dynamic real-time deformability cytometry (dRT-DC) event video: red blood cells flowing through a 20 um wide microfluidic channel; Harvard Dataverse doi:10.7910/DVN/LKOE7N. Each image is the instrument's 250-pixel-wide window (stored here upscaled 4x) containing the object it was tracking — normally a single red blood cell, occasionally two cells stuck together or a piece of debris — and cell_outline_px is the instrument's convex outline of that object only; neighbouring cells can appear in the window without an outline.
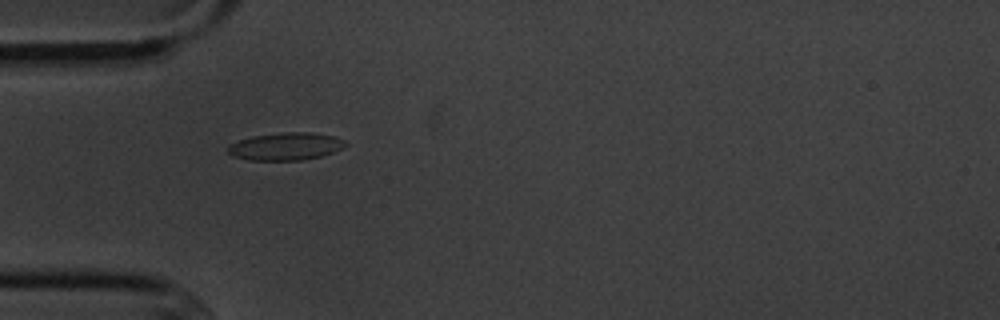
{"species": "common noctule bat (a hibernating species)", "species_latin": "Nyctalus noctula", "temperature_condition": "cold", "stored_images_in_passage": 9, "camera_frame_rate_fps": 3000, "um_per_image_px": 0.085, "animal": {"sex": "male", "body_mass_g": 20.1, "forearm_length_mm": 53.5}, "frame": {"image": 1, "passage_image": 1, "time_ms": 0.0, "image_size_px": [1000, 320], "cell_outline_px": [[348, 144], [332, 152], [320, 156], [300, 160], [248, 160], [232, 156], [228, 152], [228, 148], [232, 144], [240, 140], [252, 136], [284, 132], [312, 132], [336, 136], [344, 140]], "centroid_in_image_um": [24.3, 12.43], "position_along_channel_um": 60.7, "area_um2": 18.73}}
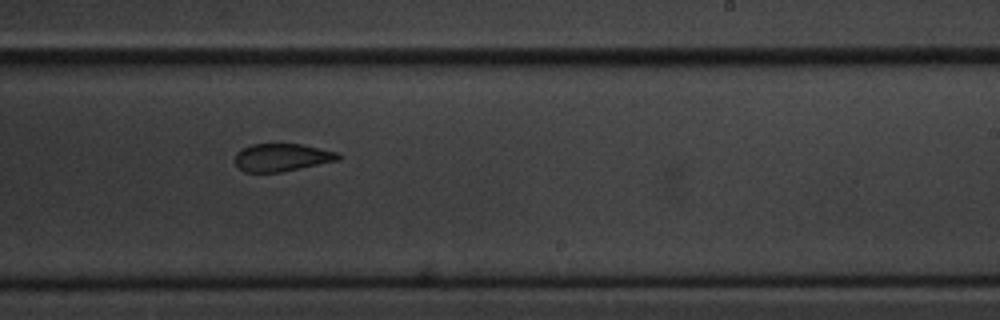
{"frame": {"image": 2, "passage_image": 6, "time_ms": 5.667, "image_size_px": [1000, 320], "cell_outline_px": [[340, 160], [280, 172], [244, 172], [236, 164], [236, 152], [252, 144], [300, 144], [340, 152]], "centroid_in_image_um": [23.99, 13.38], "position_along_channel_um": 265.0, "area_um2": 16.59}}
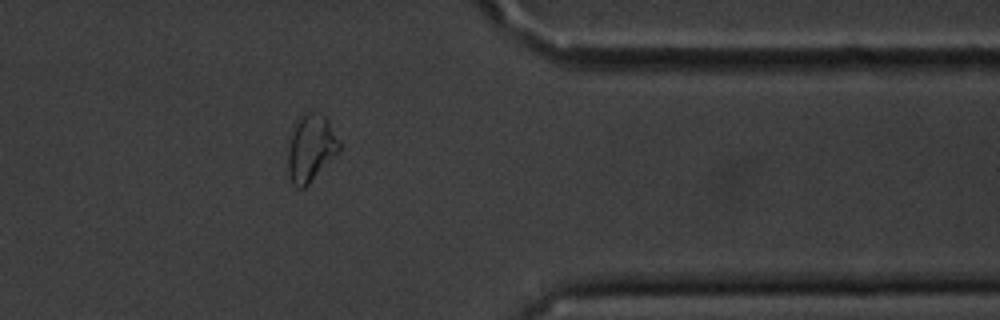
{"frame": {"image": 3, "passage_image": 9, "time_ms": 9.333, "image_size_px": [1000, 320], "cell_outline_px": [[340, 152], [304, 188], [296, 188], [292, 184], [288, 176], [288, 152], [296, 120], [300, 116], [308, 112], [316, 112], [324, 116], [328, 120], [340, 144]], "centroid_in_image_um": [26.42, 12.62], "position_along_channel_um": 385.0, "area_um2": 19.88}}